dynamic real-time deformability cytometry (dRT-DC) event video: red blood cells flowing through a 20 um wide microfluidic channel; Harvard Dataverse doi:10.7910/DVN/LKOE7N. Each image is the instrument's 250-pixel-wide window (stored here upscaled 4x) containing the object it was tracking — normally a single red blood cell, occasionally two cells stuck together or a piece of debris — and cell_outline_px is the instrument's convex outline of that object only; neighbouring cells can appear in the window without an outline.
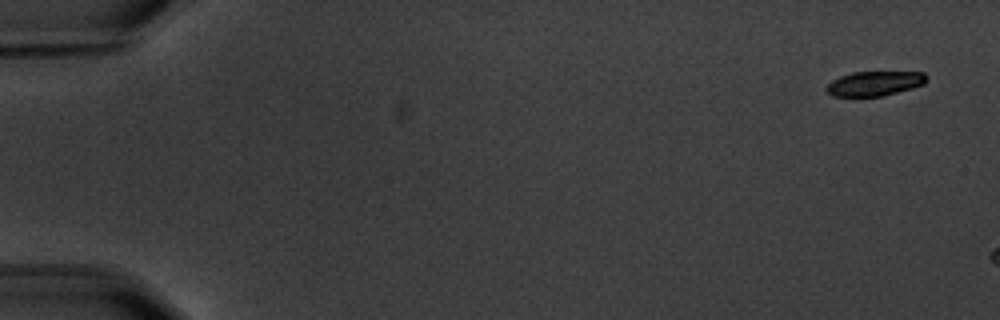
{"species": "common noctule bat (a hibernating species)", "species_latin": "Nyctalus noctula", "temperature_condition": "warm", "stored_images_in_passage": 3, "camera_frame_rate_fps": 3000, "um_per_image_px": 0.085, "animal": {"sex": "male", "body_mass_g": 20.1, "forearm_length_mm": 53.5}, "frame": {"image": 1, "passage_image": 1, "time_ms": 0.0, "image_size_px": [1000, 320], "cell_outline_px": [[928, 80], [924, 84], [912, 88], [884, 96], [832, 96], [824, 88], [832, 80], [840, 76], [852, 72], [924, 72], [928, 76]], "centroid_in_image_um": [74.36, 7.09], "position_along_channel_um": 10.6, "area_um2": 14.45}}